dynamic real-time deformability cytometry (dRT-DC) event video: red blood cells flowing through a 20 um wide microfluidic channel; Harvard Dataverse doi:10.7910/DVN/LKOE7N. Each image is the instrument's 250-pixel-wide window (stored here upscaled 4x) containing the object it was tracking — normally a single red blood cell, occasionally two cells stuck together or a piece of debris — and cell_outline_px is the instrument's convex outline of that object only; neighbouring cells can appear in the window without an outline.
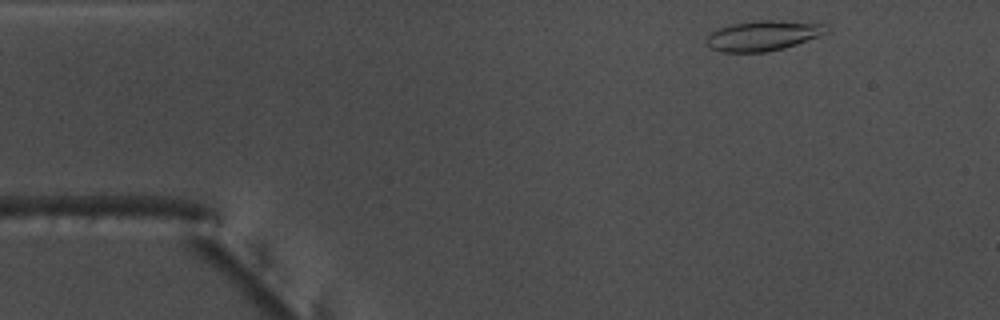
{"species": "common noctule bat (a hibernating species)", "species_latin": "Nyctalus noctula", "temperature_condition": "warm", "stored_images_in_passage": 49, "camera_frame_rate_fps": 3000, "um_per_image_px": 0.085, "animal": {"sex": "male", "body_mass_g": 17.5, "forearm_length_mm": 52.3}, "frame": {"image": 1, "passage_image": 2, "time_ms": 0.333, "image_size_px": [1000, 320], "cell_outline_px": [[832, 28], [828, 32], [820, 36], [784, 48], [768, 52], [720, 52], [708, 48], [704, 44], [704, 40], [712, 32], [720, 28], [732, 24], [756, 20], [772, 20], [824, 24]], "centroid_in_image_um": [64.84, 3.04], "position_along_channel_um": 20.2, "area_um2": 21.27}}
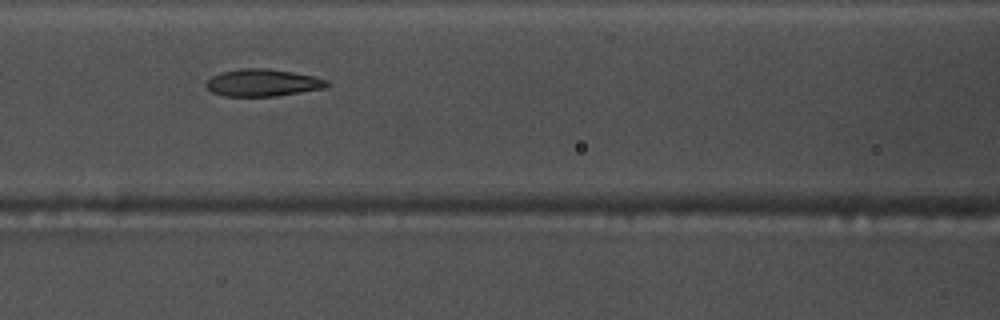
{"frame": {"image": 2, "passage_image": 18, "time_ms": 5.667, "image_size_px": [1000, 320], "cell_outline_px": [[332, 84], [324, 88], [276, 96], [224, 96], [212, 92], [204, 84], [212, 76], [220, 72], [240, 68], [268, 68], [292, 72], [312, 76], [328, 80]], "centroid_in_image_um": [22.32, 7.02], "position_along_channel_um": 144.3, "area_um2": 19.19}}
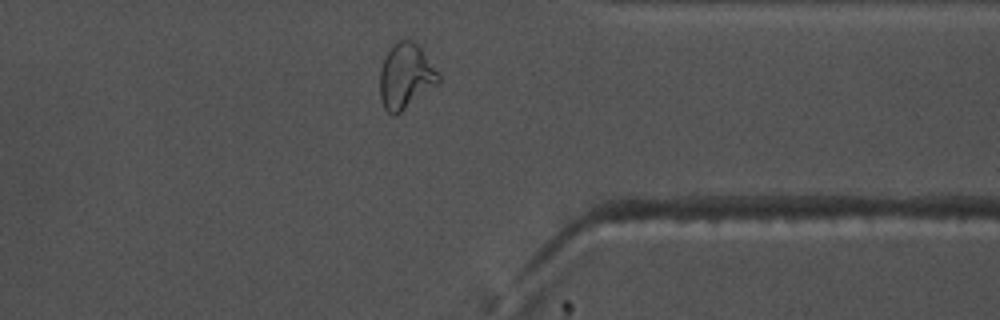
{"frame": {"image": 3, "passage_image": 37, "time_ms": 12.0, "image_size_px": [1000, 320], "cell_outline_px": [[440, 80], [436, 84], [396, 116], [392, 116], [384, 108], [380, 96], [380, 68], [384, 56], [392, 44], [400, 40], [408, 40], [420, 44], [440, 76]], "centroid_in_image_um": [34.46, 6.45], "position_along_channel_um": 376.9, "area_um2": 22.31}, "authors_computed_cell_mechanics": {"area_um2": 20.4612, "velocity_mm_per_s": 3.797, "shape_relaxation_time_tau1_ms": 6.0317, "shape_relaxation_time_tau2_ms": 1.6772, "deformation_change_tau1": 0.1988, "deformation_change_tau2": 0.0881}}